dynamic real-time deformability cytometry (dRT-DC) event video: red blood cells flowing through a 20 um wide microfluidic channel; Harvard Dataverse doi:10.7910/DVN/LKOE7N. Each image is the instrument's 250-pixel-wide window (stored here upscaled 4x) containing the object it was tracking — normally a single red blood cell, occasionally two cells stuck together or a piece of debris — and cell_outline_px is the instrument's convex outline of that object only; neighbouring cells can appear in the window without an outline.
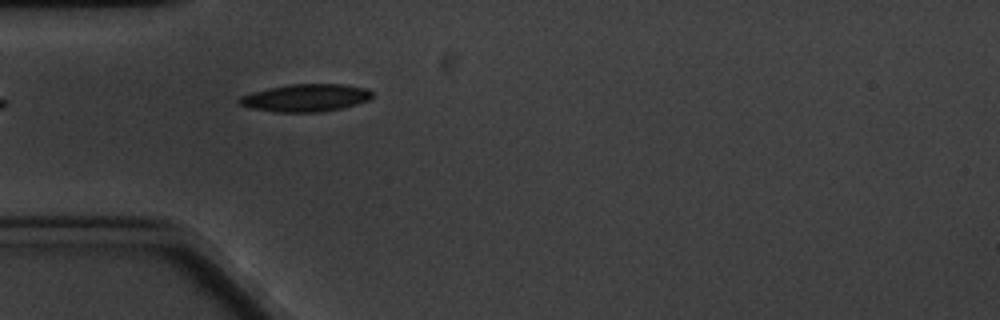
{"species": "common noctule bat (a hibernating species)", "species_latin": "Nyctalus noctula", "temperature_condition": "cold", "stored_images_in_passage": 5, "camera_frame_rate_fps": 3000, "um_per_image_px": 0.085, "animal": {"sex": "male", "body_mass_g": 20.1, "forearm_length_mm": 53.5}, "frame": {"image": 1, "passage_image": 5, "time_ms": 5.333, "image_size_px": [1000, 320], "cell_outline_px": [[372, 96], [368, 100], [356, 104], [340, 108], [320, 112], [276, 112], [252, 108], [236, 104], [236, 100], [240, 96], [252, 92], [268, 88], [292, 84], [344, 84], [368, 88], [372, 92]], "centroid_in_image_um": [25.95, 8.31], "position_along_channel_um": 59.0, "area_um2": 21.39}}